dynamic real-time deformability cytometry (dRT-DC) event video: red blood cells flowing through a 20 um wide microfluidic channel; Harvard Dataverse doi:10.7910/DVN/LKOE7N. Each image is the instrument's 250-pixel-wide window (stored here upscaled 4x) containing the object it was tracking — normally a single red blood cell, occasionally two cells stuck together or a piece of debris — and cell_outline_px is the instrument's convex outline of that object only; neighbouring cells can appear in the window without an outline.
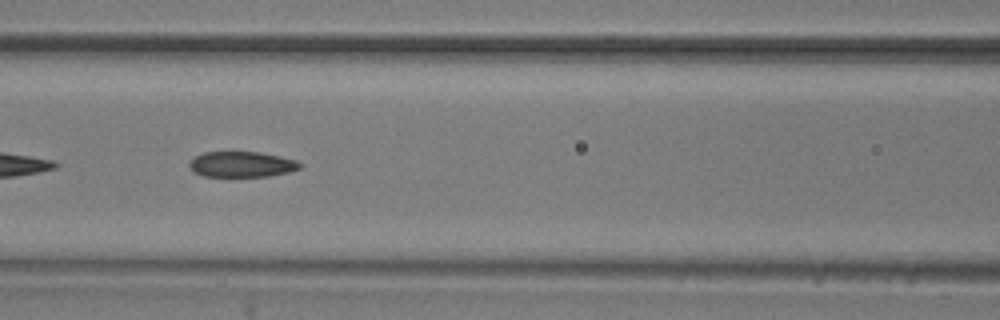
{"species": "common noctule bat (a hibernating species)", "species_latin": "Nyctalus noctula", "temperature_condition": "room temperature", "stored_images_in_passage": 19, "camera_frame_rate_fps": 3000, "um_per_image_px": 0.085, "animal": {"sex": "male", "body_mass_g": 20.5, "forearm_length_mm": 52.5}, "frame": {"image": 1, "passage_image": 16, "time_ms": 5.0, "image_size_px": [1000, 320], "cell_outline_px": [[304, 164], [300, 168], [288, 172], [268, 176], [204, 176], [192, 172], [188, 164], [192, 156], [204, 152], [260, 152], [280, 156], [296, 160]], "centroid_in_image_um": [20.51, 13.96], "position_along_channel_um": 146.1, "area_um2": 16.65}}